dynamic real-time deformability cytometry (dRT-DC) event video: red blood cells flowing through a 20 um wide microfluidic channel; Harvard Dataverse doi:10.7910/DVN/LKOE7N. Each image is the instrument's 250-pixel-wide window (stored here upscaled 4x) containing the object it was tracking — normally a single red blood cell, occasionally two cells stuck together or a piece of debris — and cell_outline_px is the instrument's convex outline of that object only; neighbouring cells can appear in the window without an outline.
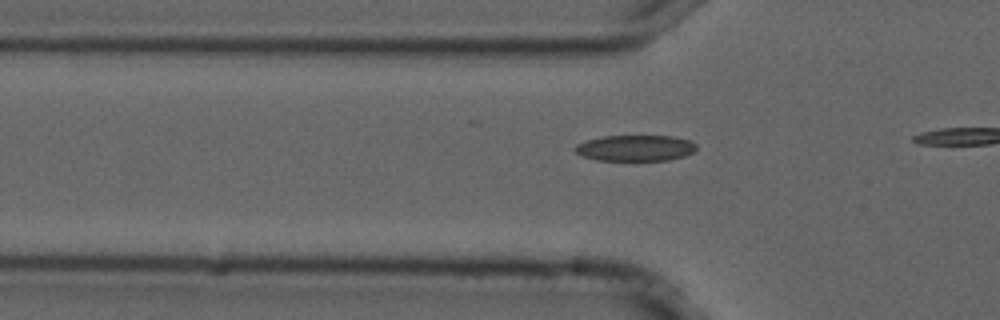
{"species": "common noctule bat (a hibernating species)", "species_latin": "Nyctalus noctula", "temperature_condition": "cold", "stored_images_in_passage": 6, "camera_frame_rate_fps": 3000, "um_per_image_px": 0.085, "animal": {"sex": "male", "forearm_length_mm": 52.5}, "frame": {"image": 1, "passage_image": 3, "time_ms": 0.667, "image_size_px": [1000, 320], "cell_outline_px": [[696, 148], [692, 152], [684, 156], [668, 160], [596, 160], [584, 156], [576, 152], [572, 148], [576, 144], [588, 140], [604, 136], [672, 136], [688, 140], [696, 144]], "centroid_in_image_um": [53.98, 12.58], "position_along_channel_um": 71.8, "area_um2": 18.21}}